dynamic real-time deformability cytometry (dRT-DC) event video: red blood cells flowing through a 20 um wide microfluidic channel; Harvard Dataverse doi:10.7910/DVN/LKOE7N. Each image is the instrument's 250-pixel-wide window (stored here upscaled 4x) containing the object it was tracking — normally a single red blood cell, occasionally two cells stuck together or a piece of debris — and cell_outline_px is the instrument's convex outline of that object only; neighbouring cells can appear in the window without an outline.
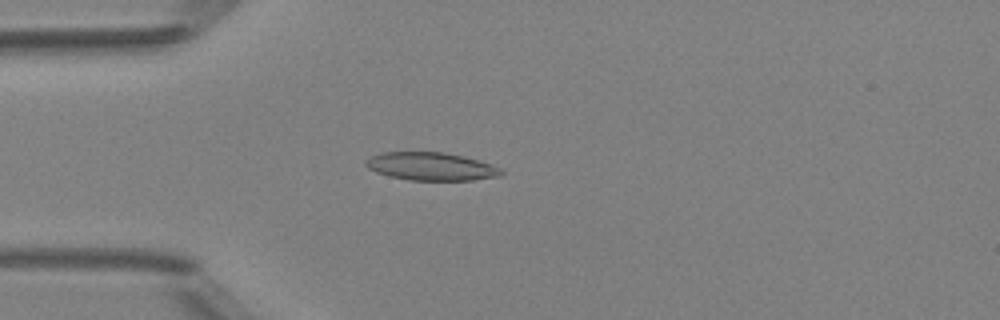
{"species": "Egyptian fruit bat (a non-hibernating species)", "species_latin": "Rousettus aegyptiacus", "temperature_condition": "room temperature", "stored_images_in_passage": 3, "camera_frame_rate_fps": 3000, "um_per_image_px": 0.085, "animal": {"sex": "female"}, "frame": {"image": 1, "passage_image": 3, "time_ms": 2.333, "image_size_px": [1000, 320], "cell_outline_px": [[504, 172], [500, 176], [472, 180], [408, 180], [388, 176], [376, 172], [368, 168], [364, 164], [364, 160], [368, 156], [380, 152], [444, 152], [464, 156], [480, 160], [500, 168]], "centroid_in_image_um": [36.59, 14.14], "position_along_channel_um": 48.4, "area_um2": 22.37}}